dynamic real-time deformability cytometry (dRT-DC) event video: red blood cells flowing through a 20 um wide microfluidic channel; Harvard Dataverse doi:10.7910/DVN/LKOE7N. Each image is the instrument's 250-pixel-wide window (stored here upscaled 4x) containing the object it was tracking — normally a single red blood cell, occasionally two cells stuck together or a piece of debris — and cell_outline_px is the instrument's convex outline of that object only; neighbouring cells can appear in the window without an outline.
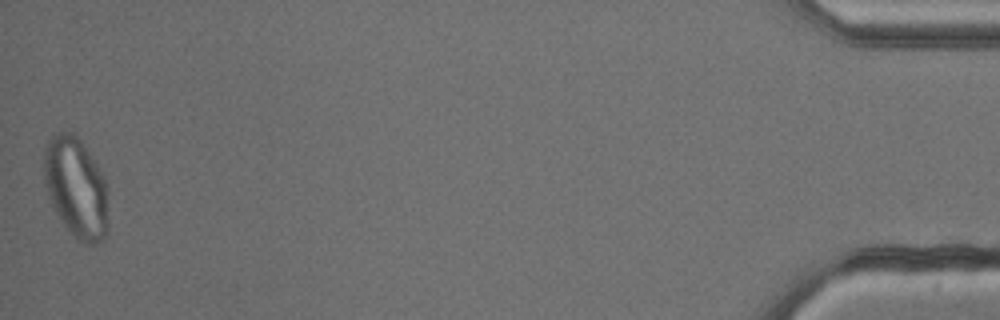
{"species": "common noctule bat (a hibernating species)", "species_latin": "Nyctalus noctula", "temperature_condition": "cold", "stored_images_in_passage": 54, "camera_frame_rate_fps": 3000, "um_per_image_px": 0.085, "animal": {"sex": "male", "body_mass_g": 13.3}, "frame": {"image": 1, "passage_image": 54, "time_ms": 17.667, "image_size_px": [1000, 320], "cell_outline_px": [[108, 232], [104, 240], [92, 244], [88, 244], [80, 240], [60, 220], [52, 204], [44, 184], [44, 148], [48, 140], [56, 132], [72, 132], [80, 140], [96, 160], [104, 176], [108, 188]], "centroid_in_image_um": [6.5, 15.92], "position_along_channel_um": 428.7, "area_um2": 38.09}}